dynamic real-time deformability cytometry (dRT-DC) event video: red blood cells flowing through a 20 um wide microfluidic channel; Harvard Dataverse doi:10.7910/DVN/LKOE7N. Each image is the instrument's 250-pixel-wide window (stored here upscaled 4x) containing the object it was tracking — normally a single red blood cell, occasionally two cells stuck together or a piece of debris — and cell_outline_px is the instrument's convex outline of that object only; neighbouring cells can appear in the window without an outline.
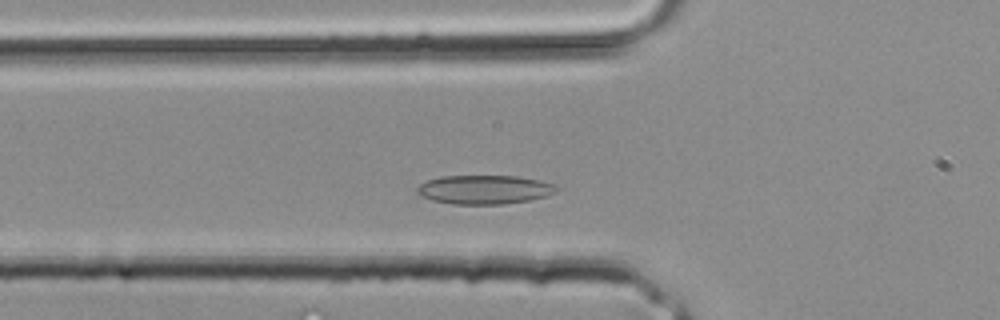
{"species": "common noctule bat (a hibernating species)", "species_latin": "Nyctalus noctula", "temperature_condition": "room temperature", "stored_images_in_passage": 26, "camera_frame_rate_fps": 3000, "um_per_image_px": 0.085, "animal": {"sex": "male", "body_mass_g": 20.4}, "frame": {"image": 1, "passage_image": 3, "time_ms": 0.667, "image_size_px": [1000, 320], "cell_outline_px": [[560, 188], [556, 192], [544, 196], [528, 200], [504, 204], [452, 204], [432, 200], [420, 196], [416, 192], [416, 188], [420, 184], [428, 180], [440, 176], [516, 176], [540, 180], [556, 184]], "centroid_in_image_um": [41.17, 16.11], "position_along_channel_um": 84.6, "area_um2": 23.58}}
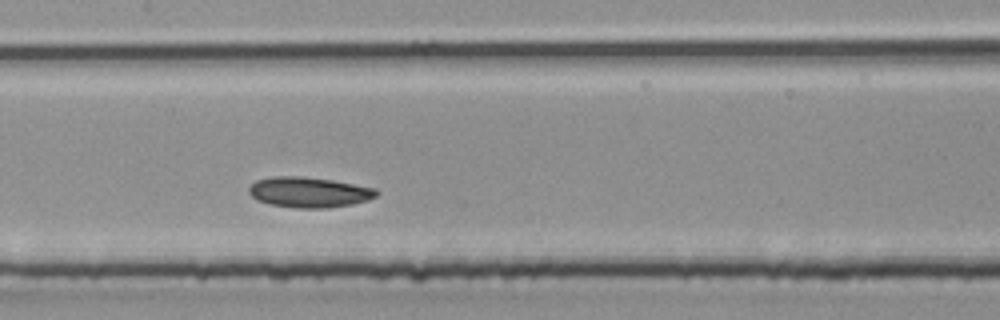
{"frame": {"image": 2, "passage_image": 8, "time_ms": 2.333, "image_size_px": [1000, 320], "cell_outline_px": [[380, 192], [376, 196], [368, 200], [352, 204], [328, 208], [300, 208], [268, 204], [256, 200], [248, 192], [248, 188], [256, 180], [276, 176], [304, 176], [332, 180], [376, 188]], "centroid_in_image_um": [26.27, 16.34], "position_along_channel_um": 181.1, "area_um2": 22.72}}
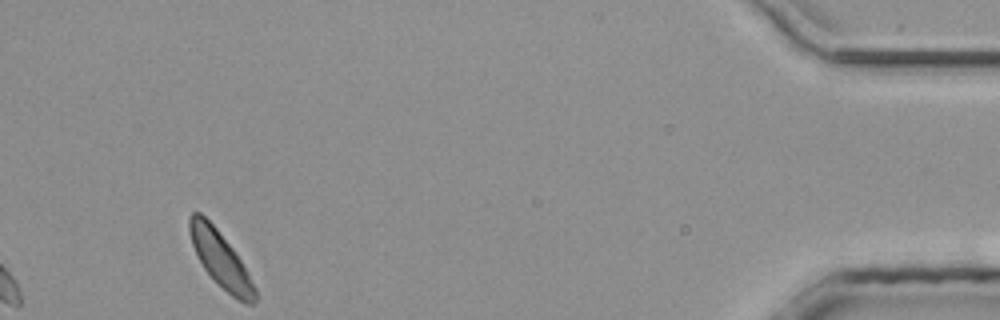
{"frame": {"image": 3, "passage_image": 24, "time_ms": 7.667, "image_size_px": [1000, 320], "cell_outline_px": [[256, 300], [252, 304], [244, 304], [232, 296], [204, 268], [192, 244], [188, 228], [188, 216], [192, 212], [200, 212], [216, 228], [232, 248], [240, 260], [256, 288]], "centroid_in_image_um": [18.74, 22.02], "position_along_channel_um": 416.5, "area_um2": 20.63}}